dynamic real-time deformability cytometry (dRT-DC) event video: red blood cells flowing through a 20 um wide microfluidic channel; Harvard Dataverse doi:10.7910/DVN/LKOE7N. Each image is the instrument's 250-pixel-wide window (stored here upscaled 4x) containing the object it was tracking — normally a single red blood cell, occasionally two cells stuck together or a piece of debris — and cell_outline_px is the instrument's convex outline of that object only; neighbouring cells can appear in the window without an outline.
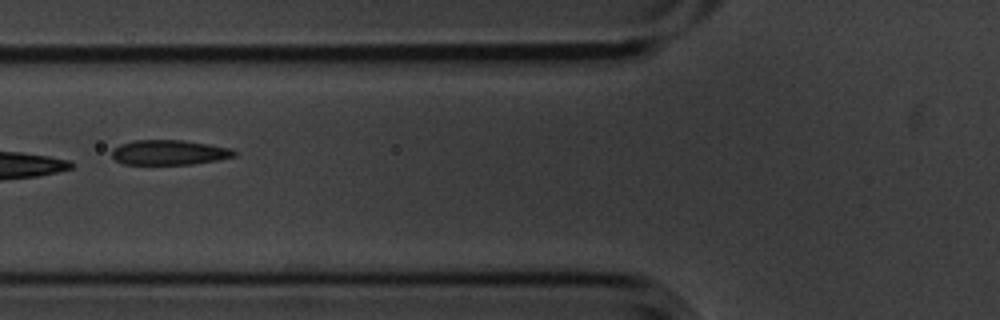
{"species": "common noctule bat (a hibernating species)", "species_latin": "Nyctalus noctula", "temperature_condition": "cold", "stored_images_in_passage": 5, "camera_frame_rate_fps": 3000, "um_per_image_px": 0.085, "animal": {"sex": "male", "body_mass_g": 20.1, "forearm_length_mm": 53.5}, "frame": {"image": 1, "passage_image": 4, "time_ms": 1.0, "image_size_px": [1000, 320], "cell_outline_px": [[240, 152], [236, 156], [216, 160], [192, 164], [124, 164], [116, 160], [112, 156], [112, 148], [120, 144], [132, 140], [184, 140], [232, 148]], "centroid_in_image_um": [14.41, 12.95], "position_along_channel_um": 111.4, "area_um2": 17.92}}
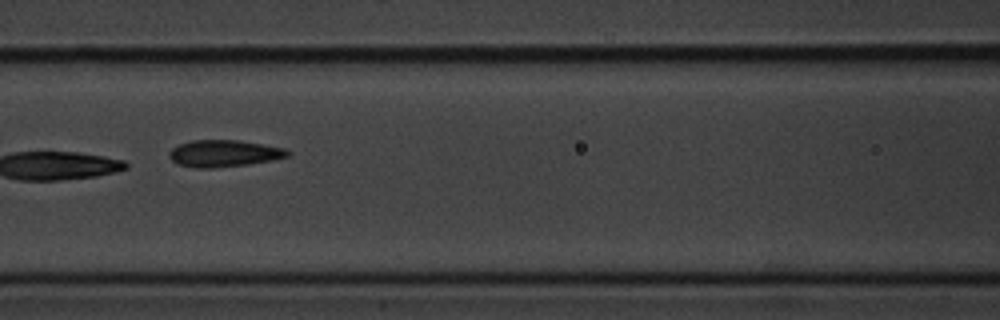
{"frame": {"image": 2, "passage_image": 5, "time_ms": 1.333, "image_size_px": [1000, 320], "cell_outline_px": [[292, 152], [288, 156], [272, 160], [248, 164], [212, 168], [196, 168], [176, 164], [168, 156], [168, 152], [172, 148], [180, 144], [192, 140], [240, 140], [284, 148]], "centroid_in_image_um": [19.01, 13.04], "position_along_channel_um": 147.6, "area_um2": 18.55}}